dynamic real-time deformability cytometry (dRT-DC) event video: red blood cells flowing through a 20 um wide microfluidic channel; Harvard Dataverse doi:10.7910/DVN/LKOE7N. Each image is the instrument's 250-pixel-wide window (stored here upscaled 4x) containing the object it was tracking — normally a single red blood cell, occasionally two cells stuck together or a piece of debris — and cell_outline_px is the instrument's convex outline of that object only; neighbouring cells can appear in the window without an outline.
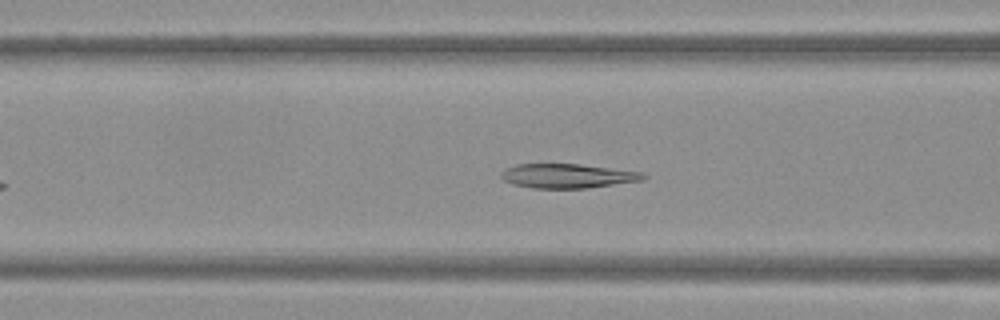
{"species": "Egyptian fruit bat (a non-hibernating species)", "species_latin": "Rousettus aegyptiacus", "temperature_condition": "warm", "stored_images_in_passage": 41, "camera_frame_rate_fps": 3000, "um_per_image_px": 0.085, "frame": {"image": 1, "passage_image": 14, "time_ms": 4.333, "image_size_px": [1000, 320], "cell_outline_px": [[648, 176], [644, 180], [584, 188], [532, 188], [512, 184], [504, 180], [500, 176], [500, 172], [504, 168], [516, 164], [580, 164], [644, 172]], "centroid_in_image_um": [48.22, 14.94], "position_along_channel_um": 118.4, "area_um2": 20.23}}
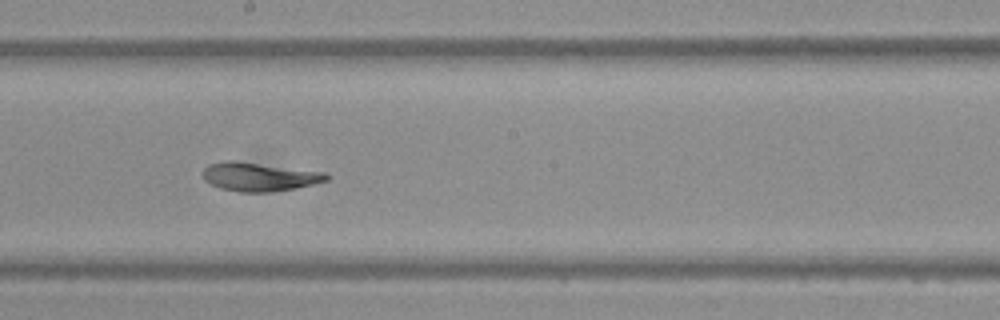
{"frame": {"image": 2, "passage_image": 22, "time_ms": 7.0, "image_size_px": [1000, 320], "cell_outline_px": [[332, 176], [328, 180], [296, 188], [268, 192], [240, 192], [220, 188], [204, 180], [204, 168], [208, 164], [224, 160], [236, 160], [324, 172]], "centroid_in_image_um": [22.04, 15.01], "position_along_channel_um": 226.2, "area_um2": 20.69}}
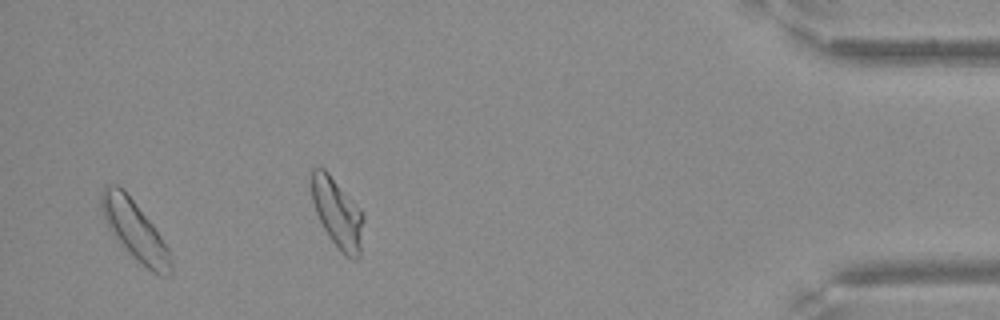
{"frame": {"image": 3, "passage_image": 39, "time_ms": 12.667, "image_size_px": [1000, 320], "cell_outline_px": [[172, 272], [168, 276], [160, 276], [152, 272], [132, 256], [120, 244], [108, 228], [104, 220], [100, 204], [100, 192], [104, 184], [116, 184], [124, 188], [152, 224], [168, 248], [172, 264]], "centroid_in_image_um": [11.42, 19.55], "position_along_channel_um": 423.8, "area_um2": 24.1}}